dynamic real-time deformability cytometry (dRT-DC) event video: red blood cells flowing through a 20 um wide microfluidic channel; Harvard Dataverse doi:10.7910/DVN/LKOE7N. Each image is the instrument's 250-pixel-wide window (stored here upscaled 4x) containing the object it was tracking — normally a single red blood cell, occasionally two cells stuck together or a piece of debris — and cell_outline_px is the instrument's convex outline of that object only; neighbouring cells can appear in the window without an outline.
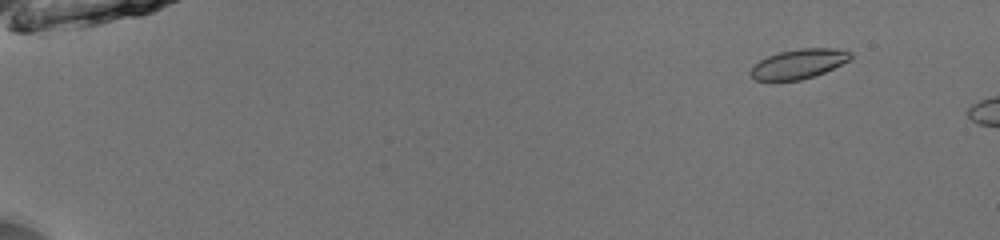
{"species": "common noctule bat (a hibernating species)", "species_latin": "Nyctalus noctula", "temperature_condition": "room temperature", "stored_images_in_passage": 11, "camera_frame_rate_fps": 3000, "um_per_image_px": 0.085, "animal": {"sex": "male", "body_mass_g": 13.0, "forearm_length_mm": 53.1}, "frame": {"image": 1, "passage_image": 7, "time_ms": 2.0, "image_size_px": [1000, 240], "cell_outline_px": [[852, 56], [848, 60], [824, 72], [800, 80], [780, 84], [772, 84], [756, 80], [748, 72], [752, 64], [768, 56], [780, 52], [800, 48], [836, 48], [852, 52]], "centroid_in_image_um": [67.77, 5.48], "position_along_channel_um": 17.2, "area_um2": 17.8}}